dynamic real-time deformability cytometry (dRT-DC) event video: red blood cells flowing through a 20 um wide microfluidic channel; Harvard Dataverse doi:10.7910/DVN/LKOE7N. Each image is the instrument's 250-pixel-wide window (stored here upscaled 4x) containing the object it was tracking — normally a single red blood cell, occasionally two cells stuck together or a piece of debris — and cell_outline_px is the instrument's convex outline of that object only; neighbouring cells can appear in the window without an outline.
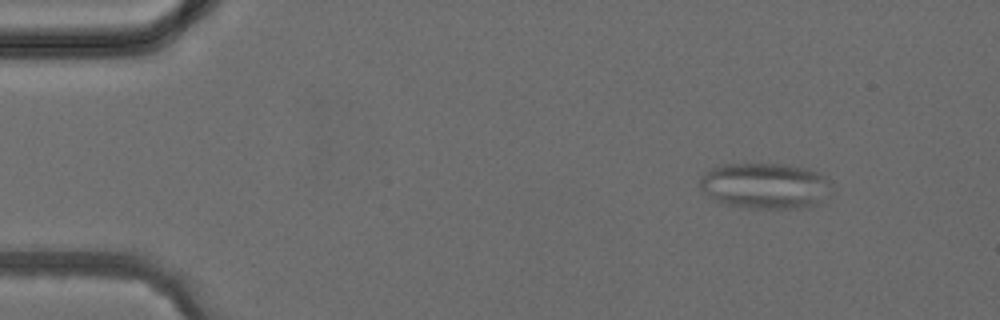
{"species": "common noctule bat (a hibernating species)", "species_latin": "Nyctalus noctula", "temperature_condition": "cold", "stored_images_in_passage": 4, "camera_frame_rate_fps": 3000, "um_per_image_px": 0.085, "animal": {"sex": "female", "body_mass_g": 24.6, "forearm_length_mm": 56.2}, "frame": {"image": 1, "passage_image": 2, "time_ms": 1.333, "image_size_px": [1000, 320], "cell_outline_px": [[832, 188], [820, 204], [804, 208], [752, 208], [720, 204], [704, 192], [700, 188], [700, 180], [712, 168], [720, 164], [788, 164], [804, 168], [816, 172], [832, 180]], "centroid_in_image_um": [65.07, 15.8], "position_along_channel_um": 19.9, "area_um2": 35.43}}
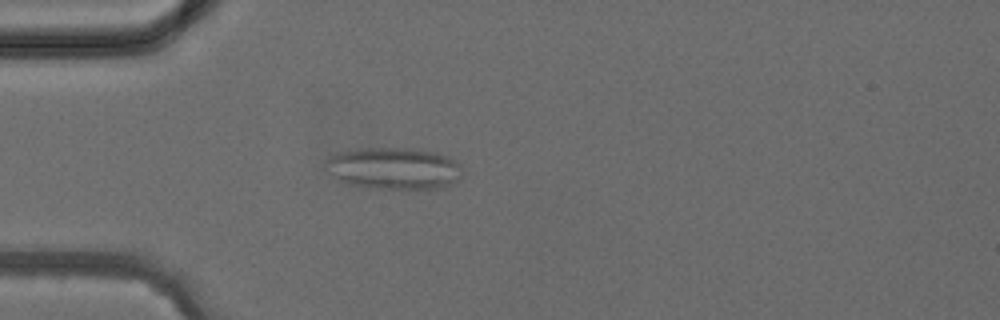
{"frame": {"image": 2, "passage_image": 4, "time_ms": 3.667, "image_size_px": [1000, 320], "cell_outline_px": [[460, 180], [452, 184], [440, 188], [380, 188], [348, 184], [328, 172], [324, 164], [324, 160], [340, 152], [356, 148], [412, 148], [436, 152], [448, 156], [456, 160], [460, 164]], "centroid_in_image_um": [33.5, 14.29], "position_along_channel_um": 51.5, "area_um2": 33.29}}